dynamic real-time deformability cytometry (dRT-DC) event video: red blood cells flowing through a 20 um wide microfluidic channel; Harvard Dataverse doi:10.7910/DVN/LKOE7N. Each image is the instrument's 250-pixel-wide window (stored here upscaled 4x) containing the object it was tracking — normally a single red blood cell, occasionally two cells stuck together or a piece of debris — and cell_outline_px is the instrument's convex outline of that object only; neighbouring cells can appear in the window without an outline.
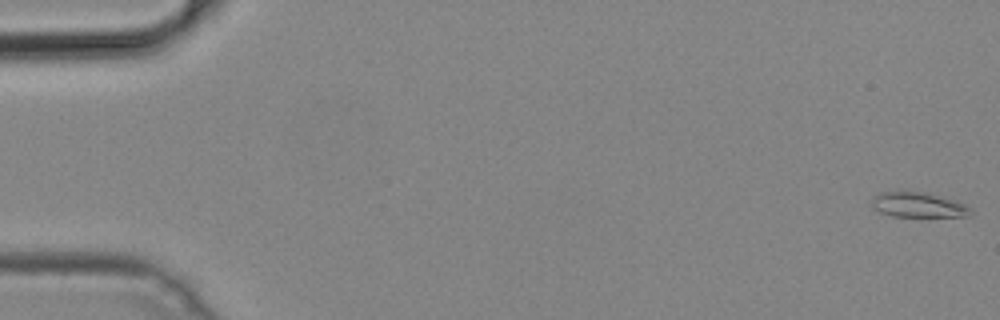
{"species": "common noctule bat (a hibernating species)", "species_latin": "Nyctalus noctula", "temperature_condition": "cold", "stored_images_in_passage": 11, "camera_frame_rate_fps": 3000, "um_per_image_px": 0.085, "animal": {"sex": "male", "body_mass_g": 19.2, "forearm_length_mm": 51.8}, "frame": {"image": 1, "passage_image": 1, "time_ms": 0.0, "image_size_px": [1000, 320], "cell_outline_px": [[972, 216], [892, 216], [880, 212], [872, 208], [872, 200], [880, 192], [924, 192], [952, 200], [964, 204], [972, 208]], "centroid_in_image_um": [78.06, 17.43], "position_along_channel_um": 6.9, "area_um2": 14.1}}